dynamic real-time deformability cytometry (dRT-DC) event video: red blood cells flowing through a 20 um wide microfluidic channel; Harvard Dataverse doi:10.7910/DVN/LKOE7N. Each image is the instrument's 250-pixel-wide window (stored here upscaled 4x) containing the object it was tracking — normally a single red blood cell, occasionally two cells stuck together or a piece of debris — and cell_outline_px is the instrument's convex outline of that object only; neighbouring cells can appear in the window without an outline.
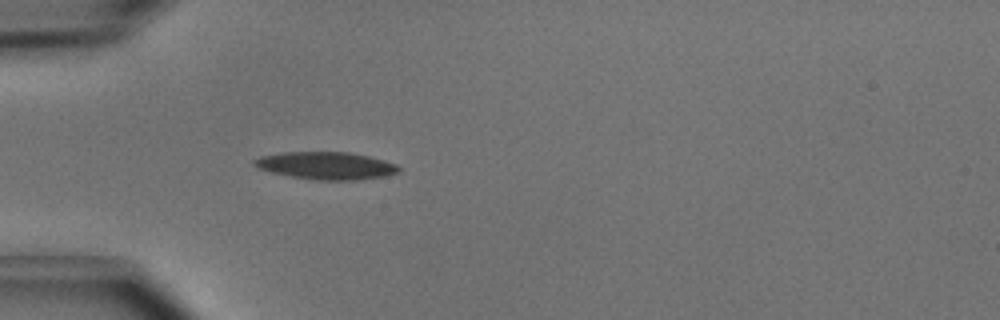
{"species": "common noctule bat (a hibernating species)", "species_latin": "Nyctalus noctula", "temperature_condition": "cold", "stored_images_in_passage": 1, "camera_frame_rate_fps": 3000, "um_per_image_px": 0.085, "animal": {"sex": "male", "body_mass_g": 15.6}, "frame": {"image": 1, "passage_image": 1, "time_ms": 0.0, "image_size_px": [1000, 320], "cell_outline_px": [[400, 172], [384, 176], [356, 180], [316, 180], [292, 176], [272, 172], [256, 168], [252, 164], [252, 160], [260, 156], [280, 152], [348, 152], [368, 156], [384, 160], [396, 164], [400, 168]], "centroid_in_image_um": [27.69, 14.07], "position_along_channel_um": 57.3, "area_um2": 23.18}}